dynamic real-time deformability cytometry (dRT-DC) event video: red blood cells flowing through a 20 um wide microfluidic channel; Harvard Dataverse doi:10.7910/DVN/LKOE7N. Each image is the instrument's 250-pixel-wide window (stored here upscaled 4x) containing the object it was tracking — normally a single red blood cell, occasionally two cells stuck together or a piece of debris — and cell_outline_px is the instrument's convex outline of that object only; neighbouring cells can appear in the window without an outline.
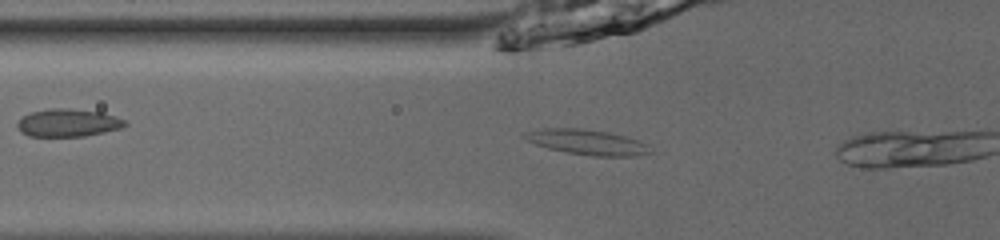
{"species": "common noctule bat (a hibernating species)", "species_latin": "Nyctalus noctula", "temperature_condition": "room temperature", "stored_images_in_passage": 5, "camera_frame_rate_fps": 3000, "um_per_image_px": 0.085, "animal": {"sex": "male", "body_mass_g": 13.0, "forearm_length_mm": 53.1}, "frame": {"image": 1, "passage_image": 4, "time_ms": 1.0, "image_size_px": [1000, 240], "cell_outline_px": [[656, 152], [632, 156], [592, 156], [568, 152], [548, 148], [536, 144], [520, 136], [524, 132], [544, 128], [580, 128], [608, 132], [624, 136], [648, 144]], "centroid_in_image_um": [49.93, 12.08], "position_along_channel_um": 75.9, "area_um2": 18.44}}